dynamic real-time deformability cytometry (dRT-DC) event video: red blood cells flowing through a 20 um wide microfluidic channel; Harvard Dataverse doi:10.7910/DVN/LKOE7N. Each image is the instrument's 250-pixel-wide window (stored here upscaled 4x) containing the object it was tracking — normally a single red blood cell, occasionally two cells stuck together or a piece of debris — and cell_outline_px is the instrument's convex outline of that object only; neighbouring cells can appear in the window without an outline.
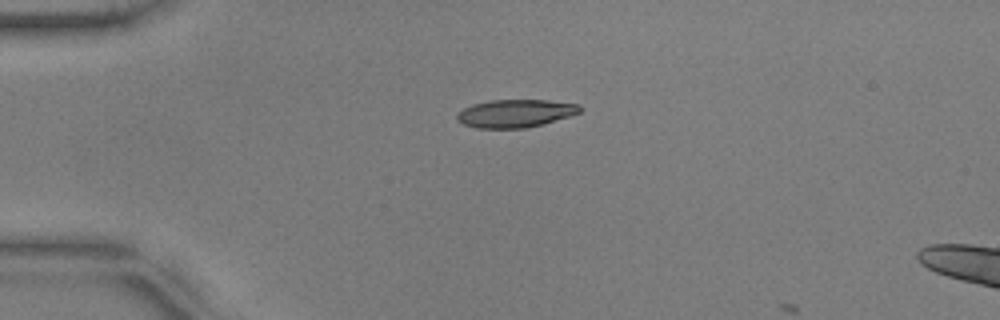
{"species": "common noctule bat (a hibernating species)", "species_latin": "Nyctalus noctula", "temperature_condition": "warm", "stored_images_in_passage": 2, "camera_frame_rate_fps": 3000, "um_per_image_px": 0.085, "animal": {"sex": "male", "body_mass_g": 17.9, "forearm_length_mm": 54.2}, "frame": {"image": 1, "passage_image": 1, "time_ms": 0.0, "image_size_px": [1000, 320], "cell_outline_px": [[580, 112], [568, 116], [540, 124], [524, 128], [476, 128], [464, 124], [456, 120], [456, 116], [464, 108], [472, 104], [488, 100], [548, 100], [580, 104]], "centroid_in_image_um": [43.77, 9.63], "position_along_channel_um": 41.2, "area_um2": 19.77}}